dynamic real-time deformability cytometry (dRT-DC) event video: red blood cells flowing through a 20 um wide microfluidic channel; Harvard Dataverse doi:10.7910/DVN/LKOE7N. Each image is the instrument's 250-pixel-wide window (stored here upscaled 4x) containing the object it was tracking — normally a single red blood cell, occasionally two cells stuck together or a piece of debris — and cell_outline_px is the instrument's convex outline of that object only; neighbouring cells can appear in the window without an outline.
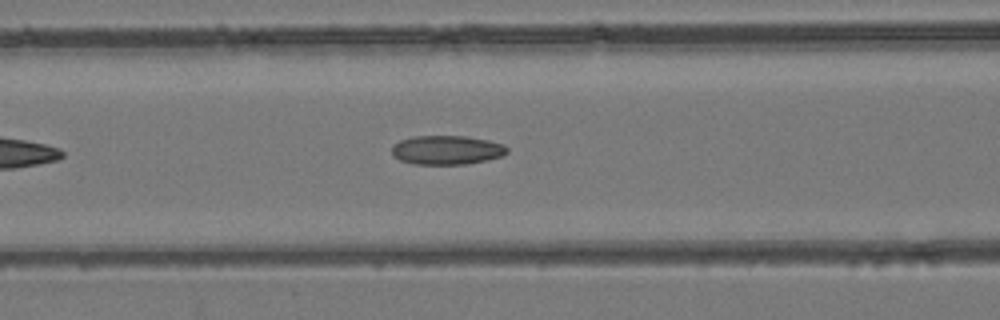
{"species": "common noctule bat (a hibernating species)", "species_latin": "Nyctalus noctula", "temperature_condition": "room temperature", "stored_images_in_passage": 12, "camera_frame_rate_fps": 3000, "um_per_image_px": 0.085, "animal": {"sex": "female", "body_mass_g": 24.6, "forearm_length_mm": 56.2}, "frame": {"image": 1, "passage_image": 9, "time_ms": 2.667, "image_size_px": [1000, 320], "cell_outline_px": [[508, 152], [500, 156], [488, 160], [464, 164], [416, 164], [400, 160], [392, 156], [392, 144], [400, 140], [412, 136], [468, 136], [488, 140], [504, 144], [508, 148]], "centroid_in_image_um": [37.96, 12.74], "position_along_channel_um": 128.6, "area_um2": 19.65}}